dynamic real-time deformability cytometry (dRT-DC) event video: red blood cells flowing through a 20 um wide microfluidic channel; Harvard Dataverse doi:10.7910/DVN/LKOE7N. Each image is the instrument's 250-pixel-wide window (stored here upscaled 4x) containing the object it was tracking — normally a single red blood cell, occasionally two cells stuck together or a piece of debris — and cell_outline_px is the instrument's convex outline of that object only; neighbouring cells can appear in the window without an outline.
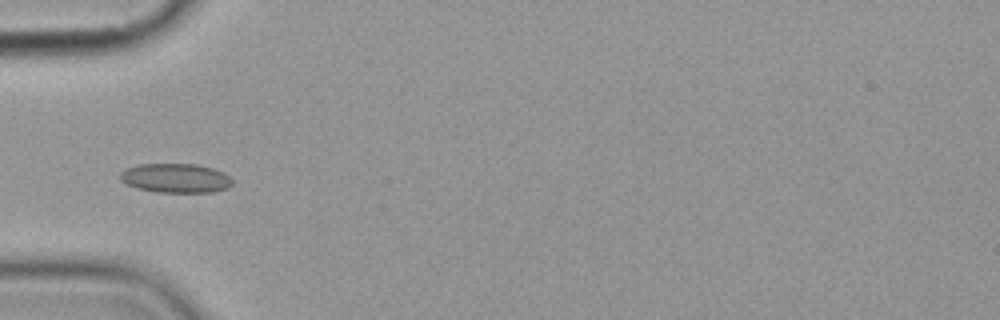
{"species": "common noctule bat (a hibernating species)", "species_latin": "Nyctalus noctula", "temperature_condition": "cold", "stored_images_in_passage": 11, "camera_frame_rate_fps": 3000, "um_per_image_px": 0.085, "animal": {"sex": "female", "body_mass_g": 19.9}, "frame": {"image": 1, "passage_image": 5, "time_ms": 5.333, "image_size_px": [1000, 320], "cell_outline_px": [[232, 184], [228, 188], [212, 192], [156, 192], [136, 188], [120, 180], [120, 172], [128, 168], [140, 164], [196, 164], [212, 168], [228, 176], [232, 180]], "centroid_in_image_um": [14.92, 15.14], "position_along_channel_um": 70.1, "area_um2": 18.96}}
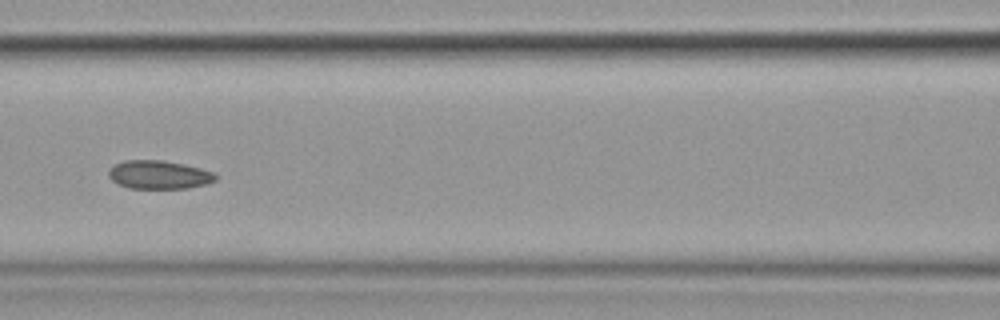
{"frame": {"image": 2, "passage_image": 7, "time_ms": 7.667, "image_size_px": [1000, 320], "cell_outline_px": [[220, 176], [216, 180], [208, 184], [188, 188], [128, 188], [112, 180], [108, 176], [108, 172], [116, 164], [124, 160], [164, 160], [184, 164], [200, 168], [212, 172]], "centroid_in_image_um": [13.56, 14.85], "position_along_channel_um": 153.0, "area_um2": 17.74}}
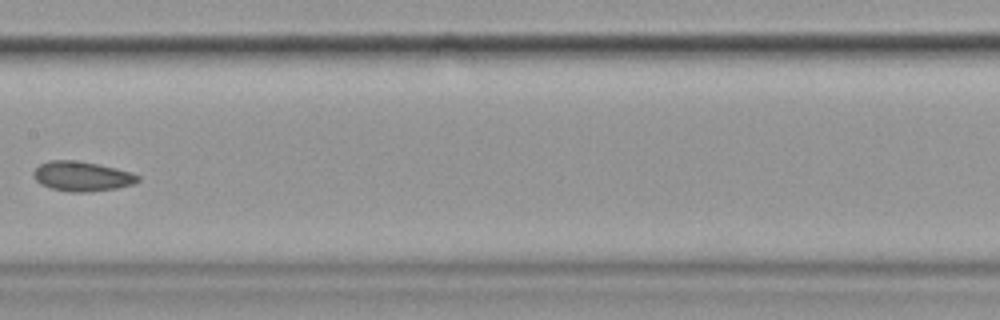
{"frame": {"image": 3, "passage_image": 8, "time_ms": 9.0, "image_size_px": [1000, 320], "cell_outline_px": [[140, 180], [132, 184], [116, 188], [88, 192], [72, 192], [52, 188], [40, 184], [32, 176], [32, 172], [40, 164], [48, 160], [80, 160], [116, 168], [132, 172], [140, 176]], "centroid_in_image_um": [6.96, 14.97], "position_along_channel_um": 200.4, "area_um2": 18.21}}